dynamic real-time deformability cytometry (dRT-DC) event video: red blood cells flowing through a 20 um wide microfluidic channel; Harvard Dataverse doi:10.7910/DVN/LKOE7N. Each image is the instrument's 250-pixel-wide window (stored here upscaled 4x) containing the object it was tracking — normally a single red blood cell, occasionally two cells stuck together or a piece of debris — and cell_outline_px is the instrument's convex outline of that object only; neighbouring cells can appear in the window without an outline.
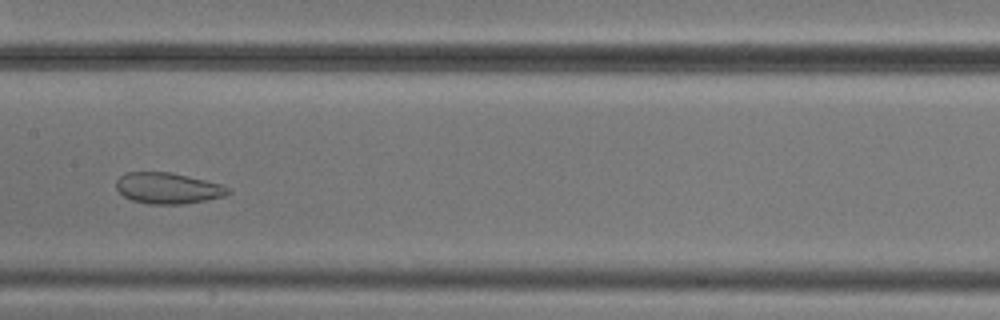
{"species": "common noctule bat (a hibernating species)", "species_latin": "Nyctalus noctula", "temperature_condition": "cold", "stored_images_in_passage": 8, "camera_frame_rate_fps": 3000, "um_per_image_px": 0.085, "animal": {"sex": "male", "body_mass_g": 20.5, "forearm_length_mm": 52.5}, "frame": {"image": 1, "passage_image": 6, "time_ms": 6.667, "image_size_px": [1000, 320], "cell_outline_px": [[232, 192], [224, 196], [204, 200], [180, 204], [148, 204], [132, 200], [124, 196], [116, 188], [116, 180], [120, 176], [128, 172], [168, 172], [188, 176], [220, 184], [228, 188]], "centroid_in_image_um": [14.24, 15.99], "position_along_channel_um": 193.2, "area_um2": 20.0}}
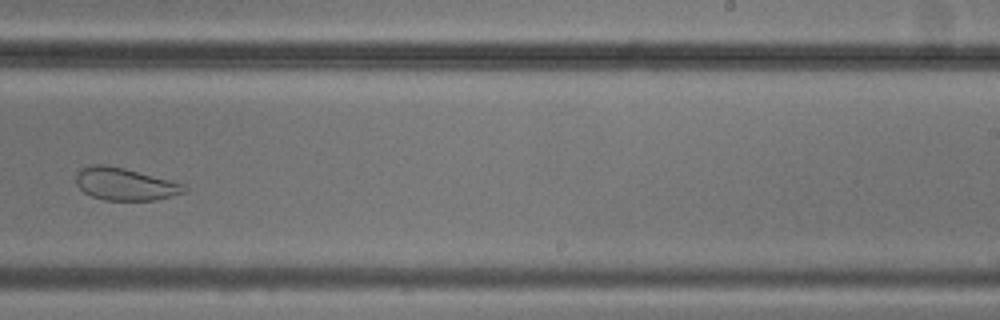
{"frame": {"image": 2, "passage_image": 8, "time_ms": 9.0, "image_size_px": [1000, 320], "cell_outline_px": [[188, 188], [184, 192], [172, 196], [156, 200], [104, 200], [92, 196], [84, 192], [76, 184], [76, 176], [80, 168], [92, 164], [104, 164], [124, 168], [184, 184]], "centroid_in_image_um": [10.6, 15.64], "position_along_channel_um": 278.4, "area_um2": 20.35}}